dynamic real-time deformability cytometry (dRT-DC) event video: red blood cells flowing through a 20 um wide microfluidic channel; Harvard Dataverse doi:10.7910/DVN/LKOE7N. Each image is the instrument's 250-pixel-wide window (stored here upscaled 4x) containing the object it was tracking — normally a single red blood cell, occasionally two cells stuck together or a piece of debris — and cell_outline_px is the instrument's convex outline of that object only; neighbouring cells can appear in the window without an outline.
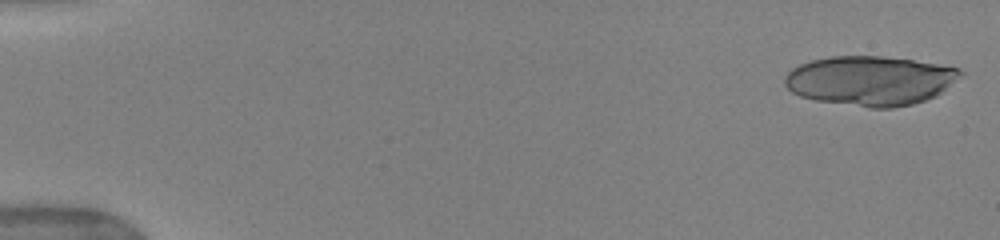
{"species": "human", "species_latin": "Homo sapiens", "temperature_condition": "warm", "stored_images_in_passage": 18, "camera_frame_rate_fps": 3000, "um_per_image_px": 0.085, "donor": {"sex": "female"}, "frame": {"image": 1, "passage_image": 1, "time_ms": 0.0, "image_size_px": [1000, 240], "cell_outline_px": [[964, 72], [936, 96], [912, 104], [892, 108], [868, 108], [816, 100], [800, 96], [792, 92], [784, 84], [784, 76], [792, 68], [800, 64], [812, 60], [832, 56], [880, 56], [912, 60], [960, 68]], "centroid_in_image_um": [73.93, 6.86], "position_along_channel_um": 11.1, "area_um2": 50.52}}